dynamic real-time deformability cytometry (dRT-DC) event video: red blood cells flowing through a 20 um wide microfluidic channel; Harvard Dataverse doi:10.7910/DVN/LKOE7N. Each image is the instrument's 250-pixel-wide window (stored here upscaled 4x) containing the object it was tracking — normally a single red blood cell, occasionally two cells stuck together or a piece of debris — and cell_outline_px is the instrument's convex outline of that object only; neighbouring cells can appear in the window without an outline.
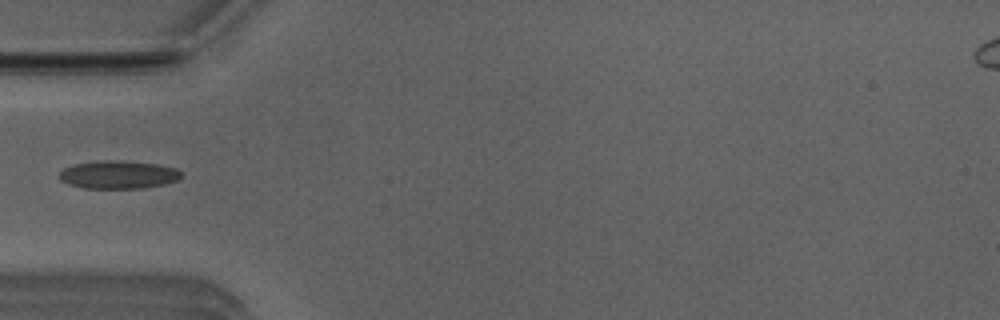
{"species": "Egyptian fruit bat (a non-hibernating species)", "species_latin": "Rousettus aegyptiacus", "temperature_condition": "room temperature", "stored_images_in_passage": 36, "camera_frame_rate_fps": 3000, "um_per_image_px": 0.085, "animal": {"sex": "male"}, "frame": {"image": 1, "passage_image": 1, "time_ms": 0.0, "image_size_px": [1000, 320], "cell_outline_px": [[180, 176], [176, 180], [164, 184], [144, 188], [84, 188], [68, 184], [60, 180], [60, 172], [64, 168], [76, 164], [104, 160], [124, 160], [156, 164], [176, 168], [180, 172]], "centroid_in_image_um": [10.05, 14.84], "position_along_channel_um": 75.0, "area_um2": 19.77}}
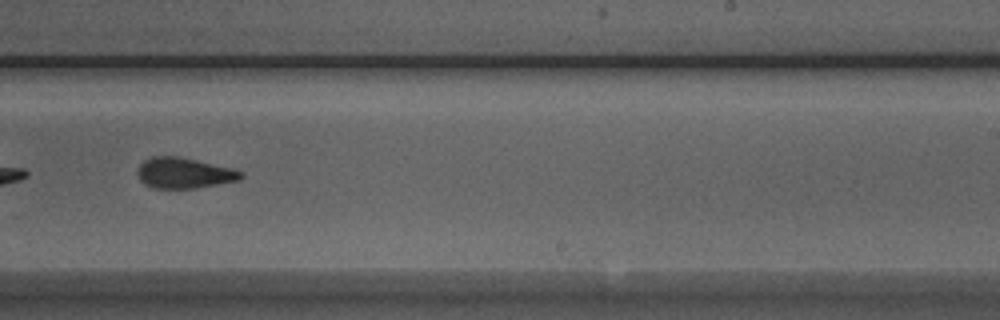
{"frame": {"image": 2, "passage_image": 16, "time_ms": 5.0, "image_size_px": [1000, 320], "cell_outline_px": [[244, 176], [240, 180], [192, 188], [152, 188], [144, 184], [140, 180], [136, 172], [140, 164], [144, 160], [152, 156], [180, 156], [232, 168], [244, 172]], "centroid_in_image_um": [15.63, 14.69], "position_along_channel_um": 273.4, "area_um2": 18.55}}
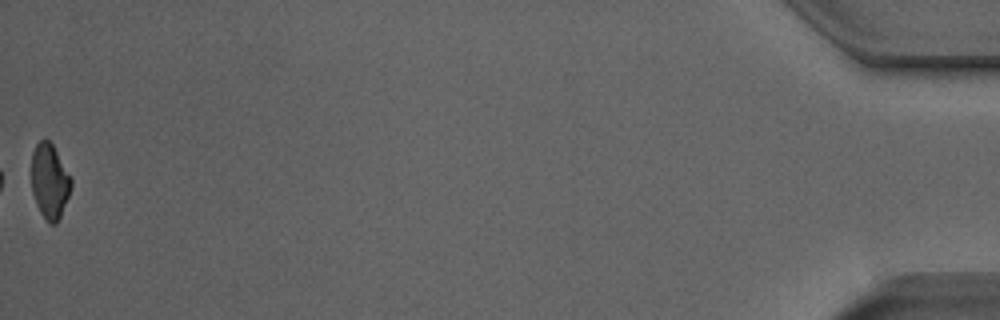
{"frame": {"image": 3, "passage_image": 36, "time_ms": 11.667, "image_size_px": [1000, 320], "cell_outline_px": [[72, 184], [68, 196], [60, 216], [56, 224], [48, 224], [40, 212], [36, 204], [32, 192], [32, 152], [36, 144], [40, 140], [48, 140], [52, 144], [72, 180]], "centroid_in_image_um": [4.2, 15.43], "position_along_channel_um": 431.0, "area_um2": 17.05}}